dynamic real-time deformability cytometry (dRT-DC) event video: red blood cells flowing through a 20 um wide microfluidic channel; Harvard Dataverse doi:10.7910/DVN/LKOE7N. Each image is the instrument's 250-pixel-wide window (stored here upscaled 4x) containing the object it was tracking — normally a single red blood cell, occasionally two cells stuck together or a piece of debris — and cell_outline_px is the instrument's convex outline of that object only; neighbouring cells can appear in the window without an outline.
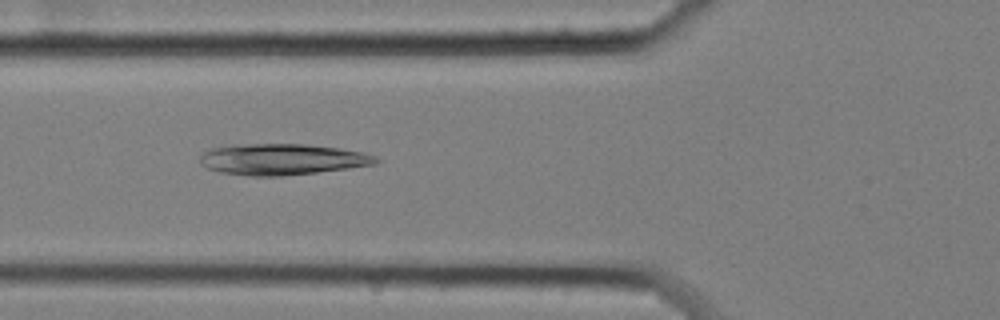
{"species": "common noctule bat (a hibernating species)", "species_latin": "Nyctalus noctula", "temperature_condition": "cold", "stored_images_in_passage": 57, "camera_frame_rate_fps": 3000, "um_per_image_px": 0.085, "animal": {"sex": "female", "body_mass_g": 25.1}, "frame": {"image": 1, "passage_image": 21, "time_ms": 6.667, "image_size_px": [1000, 320], "cell_outline_px": [[380, 160], [376, 164], [348, 168], [316, 172], [280, 176], [248, 176], [220, 172], [208, 168], [200, 164], [200, 156], [208, 148], [224, 144], [308, 144], [340, 148], [360, 152], [376, 156]], "centroid_in_image_um": [23.92, 13.53], "position_along_channel_um": 101.9, "area_um2": 32.19}}
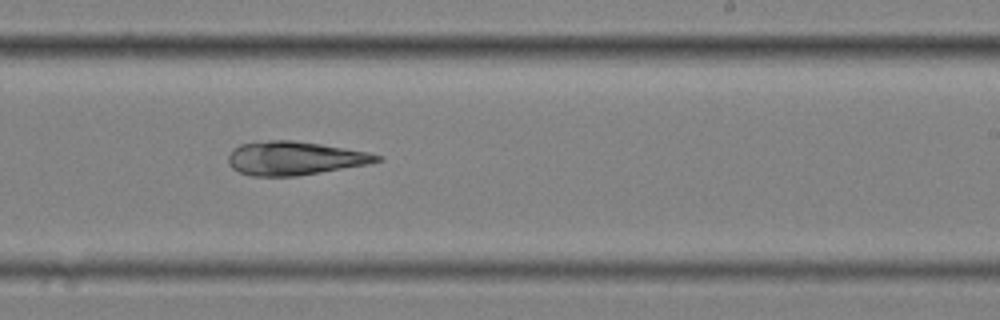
{"frame": {"image": 2, "passage_image": 35, "time_ms": 11.333, "image_size_px": [1000, 320], "cell_outline_px": [[384, 160], [368, 164], [296, 176], [252, 176], [240, 172], [232, 168], [228, 164], [228, 156], [232, 148], [240, 144], [268, 140], [292, 140], [320, 144], [368, 152], [384, 156]], "centroid_in_image_um": [25.04, 13.45], "position_along_channel_um": 264.0, "area_um2": 29.13}}
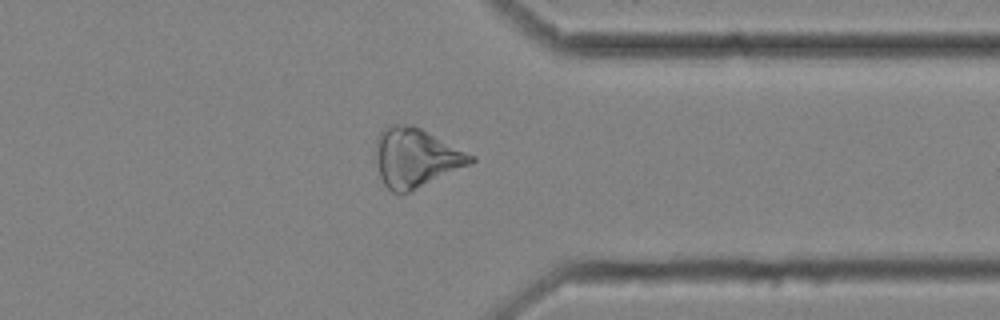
{"frame": {"image": 3, "passage_image": 45, "time_ms": 14.667, "image_size_px": [1000, 320], "cell_outline_px": [[476, 160], [472, 164], [408, 192], [392, 192], [384, 184], [380, 176], [376, 160], [376, 136], [388, 124], [412, 124], [476, 156]], "centroid_in_image_um": [35.35, 13.38], "position_along_channel_um": 376.1, "area_um2": 32.6}}